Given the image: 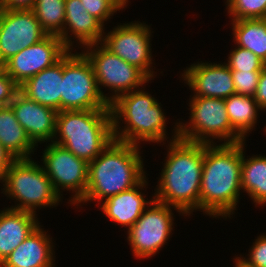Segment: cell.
<instances>
[{
	"instance_id": "1",
	"label": "cell",
	"mask_w": 266,
	"mask_h": 267,
	"mask_svg": "<svg viewBox=\"0 0 266 267\" xmlns=\"http://www.w3.org/2000/svg\"><path fill=\"white\" fill-rule=\"evenodd\" d=\"M174 124V132L170 141L167 140L164 168L159 173L153 195L154 200L178 208L188 217L196 210L200 211L204 143L180 139L178 121Z\"/></svg>"
},
{
	"instance_id": "2",
	"label": "cell",
	"mask_w": 266,
	"mask_h": 267,
	"mask_svg": "<svg viewBox=\"0 0 266 267\" xmlns=\"http://www.w3.org/2000/svg\"><path fill=\"white\" fill-rule=\"evenodd\" d=\"M242 159L243 142L204 143L200 186V212L203 215L231 219L235 214L242 191Z\"/></svg>"
},
{
	"instance_id": "3",
	"label": "cell",
	"mask_w": 266,
	"mask_h": 267,
	"mask_svg": "<svg viewBox=\"0 0 266 267\" xmlns=\"http://www.w3.org/2000/svg\"><path fill=\"white\" fill-rule=\"evenodd\" d=\"M141 146L116 140L88 163V183L84 197L76 204L81 207L92 201L101 203L138 185L145 177ZM89 201V202H88Z\"/></svg>"
},
{
	"instance_id": "4",
	"label": "cell",
	"mask_w": 266,
	"mask_h": 267,
	"mask_svg": "<svg viewBox=\"0 0 266 267\" xmlns=\"http://www.w3.org/2000/svg\"><path fill=\"white\" fill-rule=\"evenodd\" d=\"M142 88L123 94L110 104L114 140L136 145L142 141L164 145L169 138L168 119L158 99L149 94L145 86Z\"/></svg>"
},
{
	"instance_id": "5",
	"label": "cell",
	"mask_w": 266,
	"mask_h": 267,
	"mask_svg": "<svg viewBox=\"0 0 266 267\" xmlns=\"http://www.w3.org/2000/svg\"><path fill=\"white\" fill-rule=\"evenodd\" d=\"M114 140L110 109L64 110L56 116L53 143L87 163Z\"/></svg>"
},
{
	"instance_id": "6",
	"label": "cell",
	"mask_w": 266,
	"mask_h": 267,
	"mask_svg": "<svg viewBox=\"0 0 266 267\" xmlns=\"http://www.w3.org/2000/svg\"><path fill=\"white\" fill-rule=\"evenodd\" d=\"M0 183L3 184L1 193L15 200V205L7 207L10 209L37 215V209L57 207L63 200L55 191L42 164H38L32 158L15 159Z\"/></svg>"
},
{
	"instance_id": "7",
	"label": "cell",
	"mask_w": 266,
	"mask_h": 267,
	"mask_svg": "<svg viewBox=\"0 0 266 267\" xmlns=\"http://www.w3.org/2000/svg\"><path fill=\"white\" fill-rule=\"evenodd\" d=\"M188 106L189 123L178 119L180 139L205 144L246 141L231 127L225 99L190 96Z\"/></svg>"
},
{
	"instance_id": "8",
	"label": "cell",
	"mask_w": 266,
	"mask_h": 267,
	"mask_svg": "<svg viewBox=\"0 0 266 267\" xmlns=\"http://www.w3.org/2000/svg\"><path fill=\"white\" fill-rule=\"evenodd\" d=\"M82 52L91 62L98 89L109 105L121 95L151 82L140 69L112 53L102 43L87 45ZM102 86L105 89L108 87L110 95L104 94Z\"/></svg>"
},
{
	"instance_id": "9",
	"label": "cell",
	"mask_w": 266,
	"mask_h": 267,
	"mask_svg": "<svg viewBox=\"0 0 266 267\" xmlns=\"http://www.w3.org/2000/svg\"><path fill=\"white\" fill-rule=\"evenodd\" d=\"M110 109L98 89L91 62L81 51L63 56L61 111Z\"/></svg>"
},
{
	"instance_id": "10",
	"label": "cell",
	"mask_w": 266,
	"mask_h": 267,
	"mask_svg": "<svg viewBox=\"0 0 266 267\" xmlns=\"http://www.w3.org/2000/svg\"><path fill=\"white\" fill-rule=\"evenodd\" d=\"M185 216L178 208L156 200L143 211L139 219L127 230V242L137 259H149L159 254L173 230L174 213Z\"/></svg>"
},
{
	"instance_id": "11",
	"label": "cell",
	"mask_w": 266,
	"mask_h": 267,
	"mask_svg": "<svg viewBox=\"0 0 266 267\" xmlns=\"http://www.w3.org/2000/svg\"><path fill=\"white\" fill-rule=\"evenodd\" d=\"M41 161L55 191L61 198L63 191H72L68 204L75 206L86 193L88 163L53 142L45 146Z\"/></svg>"
},
{
	"instance_id": "12",
	"label": "cell",
	"mask_w": 266,
	"mask_h": 267,
	"mask_svg": "<svg viewBox=\"0 0 266 267\" xmlns=\"http://www.w3.org/2000/svg\"><path fill=\"white\" fill-rule=\"evenodd\" d=\"M150 25L140 21L120 23L110 32H104L102 44L124 61L140 69L150 80L156 76L153 70Z\"/></svg>"
},
{
	"instance_id": "13",
	"label": "cell",
	"mask_w": 266,
	"mask_h": 267,
	"mask_svg": "<svg viewBox=\"0 0 266 267\" xmlns=\"http://www.w3.org/2000/svg\"><path fill=\"white\" fill-rule=\"evenodd\" d=\"M47 35L32 9L0 8V63L4 64L23 48L40 42Z\"/></svg>"
},
{
	"instance_id": "14",
	"label": "cell",
	"mask_w": 266,
	"mask_h": 267,
	"mask_svg": "<svg viewBox=\"0 0 266 267\" xmlns=\"http://www.w3.org/2000/svg\"><path fill=\"white\" fill-rule=\"evenodd\" d=\"M69 49L57 35H47L40 42L23 48L4 64V72L20 86L42 70L53 66Z\"/></svg>"
},
{
	"instance_id": "15",
	"label": "cell",
	"mask_w": 266,
	"mask_h": 267,
	"mask_svg": "<svg viewBox=\"0 0 266 267\" xmlns=\"http://www.w3.org/2000/svg\"><path fill=\"white\" fill-rule=\"evenodd\" d=\"M185 81L194 93L191 96L226 99L236 94L231 69L224 63L197 62L181 72Z\"/></svg>"
},
{
	"instance_id": "16",
	"label": "cell",
	"mask_w": 266,
	"mask_h": 267,
	"mask_svg": "<svg viewBox=\"0 0 266 267\" xmlns=\"http://www.w3.org/2000/svg\"><path fill=\"white\" fill-rule=\"evenodd\" d=\"M16 119L24 128L27 136L37 146L38 143L52 142L56 132L57 111L38 104L20 91L10 103Z\"/></svg>"
},
{
	"instance_id": "17",
	"label": "cell",
	"mask_w": 266,
	"mask_h": 267,
	"mask_svg": "<svg viewBox=\"0 0 266 267\" xmlns=\"http://www.w3.org/2000/svg\"><path fill=\"white\" fill-rule=\"evenodd\" d=\"M104 31V25L85 11L81 0H65L64 28L59 38L69 50H73L76 43L80 45H75L78 48L101 43Z\"/></svg>"
},
{
	"instance_id": "18",
	"label": "cell",
	"mask_w": 266,
	"mask_h": 267,
	"mask_svg": "<svg viewBox=\"0 0 266 267\" xmlns=\"http://www.w3.org/2000/svg\"><path fill=\"white\" fill-rule=\"evenodd\" d=\"M39 225L0 264V267H55L52 238Z\"/></svg>"
},
{
	"instance_id": "19",
	"label": "cell",
	"mask_w": 266,
	"mask_h": 267,
	"mask_svg": "<svg viewBox=\"0 0 266 267\" xmlns=\"http://www.w3.org/2000/svg\"><path fill=\"white\" fill-rule=\"evenodd\" d=\"M148 178L145 177L138 185L123 191L117 195H113L105 199L99 204L105 216L112 222L120 224V226L129 229L139 219L143 211L153 202L152 199L146 200V194L142 192L148 186Z\"/></svg>"
},
{
	"instance_id": "20",
	"label": "cell",
	"mask_w": 266,
	"mask_h": 267,
	"mask_svg": "<svg viewBox=\"0 0 266 267\" xmlns=\"http://www.w3.org/2000/svg\"><path fill=\"white\" fill-rule=\"evenodd\" d=\"M63 80V57L19 86V91L27 98L61 111V92Z\"/></svg>"
},
{
	"instance_id": "21",
	"label": "cell",
	"mask_w": 266,
	"mask_h": 267,
	"mask_svg": "<svg viewBox=\"0 0 266 267\" xmlns=\"http://www.w3.org/2000/svg\"><path fill=\"white\" fill-rule=\"evenodd\" d=\"M37 215L10 208L0 210V264L39 225Z\"/></svg>"
},
{
	"instance_id": "22",
	"label": "cell",
	"mask_w": 266,
	"mask_h": 267,
	"mask_svg": "<svg viewBox=\"0 0 266 267\" xmlns=\"http://www.w3.org/2000/svg\"><path fill=\"white\" fill-rule=\"evenodd\" d=\"M0 144L14 159L32 158L31 154L37 148L16 119L10 105L0 107Z\"/></svg>"
},
{
	"instance_id": "23",
	"label": "cell",
	"mask_w": 266,
	"mask_h": 267,
	"mask_svg": "<svg viewBox=\"0 0 266 267\" xmlns=\"http://www.w3.org/2000/svg\"><path fill=\"white\" fill-rule=\"evenodd\" d=\"M243 141V159L241 166L242 192L252 199L255 206H266V156L252 155L245 158ZM249 157V158H248Z\"/></svg>"
},
{
	"instance_id": "24",
	"label": "cell",
	"mask_w": 266,
	"mask_h": 267,
	"mask_svg": "<svg viewBox=\"0 0 266 267\" xmlns=\"http://www.w3.org/2000/svg\"><path fill=\"white\" fill-rule=\"evenodd\" d=\"M231 127L245 140L258 122V111H263L253 96L234 94L225 99Z\"/></svg>"
},
{
	"instance_id": "25",
	"label": "cell",
	"mask_w": 266,
	"mask_h": 267,
	"mask_svg": "<svg viewBox=\"0 0 266 267\" xmlns=\"http://www.w3.org/2000/svg\"><path fill=\"white\" fill-rule=\"evenodd\" d=\"M236 46L250 50L266 64V18L231 21Z\"/></svg>"
},
{
	"instance_id": "26",
	"label": "cell",
	"mask_w": 266,
	"mask_h": 267,
	"mask_svg": "<svg viewBox=\"0 0 266 267\" xmlns=\"http://www.w3.org/2000/svg\"><path fill=\"white\" fill-rule=\"evenodd\" d=\"M48 35L60 36L65 21V0H36L32 9Z\"/></svg>"
},
{
	"instance_id": "27",
	"label": "cell",
	"mask_w": 266,
	"mask_h": 267,
	"mask_svg": "<svg viewBox=\"0 0 266 267\" xmlns=\"http://www.w3.org/2000/svg\"><path fill=\"white\" fill-rule=\"evenodd\" d=\"M230 21L266 18V0H226Z\"/></svg>"
},
{
	"instance_id": "28",
	"label": "cell",
	"mask_w": 266,
	"mask_h": 267,
	"mask_svg": "<svg viewBox=\"0 0 266 267\" xmlns=\"http://www.w3.org/2000/svg\"><path fill=\"white\" fill-rule=\"evenodd\" d=\"M231 70L262 71L266 64L250 50L235 46L228 54L225 63Z\"/></svg>"
},
{
	"instance_id": "29",
	"label": "cell",
	"mask_w": 266,
	"mask_h": 267,
	"mask_svg": "<svg viewBox=\"0 0 266 267\" xmlns=\"http://www.w3.org/2000/svg\"><path fill=\"white\" fill-rule=\"evenodd\" d=\"M236 94L254 96L261 71L231 70Z\"/></svg>"
},
{
	"instance_id": "30",
	"label": "cell",
	"mask_w": 266,
	"mask_h": 267,
	"mask_svg": "<svg viewBox=\"0 0 266 267\" xmlns=\"http://www.w3.org/2000/svg\"><path fill=\"white\" fill-rule=\"evenodd\" d=\"M251 246L248 256L236 258L246 267H266V234H260Z\"/></svg>"
},
{
	"instance_id": "31",
	"label": "cell",
	"mask_w": 266,
	"mask_h": 267,
	"mask_svg": "<svg viewBox=\"0 0 266 267\" xmlns=\"http://www.w3.org/2000/svg\"><path fill=\"white\" fill-rule=\"evenodd\" d=\"M85 11L98 19L104 26L118 11L108 0H81ZM112 16V17H111Z\"/></svg>"
},
{
	"instance_id": "32",
	"label": "cell",
	"mask_w": 266,
	"mask_h": 267,
	"mask_svg": "<svg viewBox=\"0 0 266 267\" xmlns=\"http://www.w3.org/2000/svg\"><path fill=\"white\" fill-rule=\"evenodd\" d=\"M18 91L19 86L4 72V66L0 63V107L9 106Z\"/></svg>"
},
{
	"instance_id": "33",
	"label": "cell",
	"mask_w": 266,
	"mask_h": 267,
	"mask_svg": "<svg viewBox=\"0 0 266 267\" xmlns=\"http://www.w3.org/2000/svg\"><path fill=\"white\" fill-rule=\"evenodd\" d=\"M254 99L256 100V103L259 105V107L265 111L266 110V66L262 69L258 87L254 94Z\"/></svg>"
},
{
	"instance_id": "34",
	"label": "cell",
	"mask_w": 266,
	"mask_h": 267,
	"mask_svg": "<svg viewBox=\"0 0 266 267\" xmlns=\"http://www.w3.org/2000/svg\"><path fill=\"white\" fill-rule=\"evenodd\" d=\"M36 0H0V8L8 10L33 9Z\"/></svg>"
},
{
	"instance_id": "35",
	"label": "cell",
	"mask_w": 266,
	"mask_h": 267,
	"mask_svg": "<svg viewBox=\"0 0 266 267\" xmlns=\"http://www.w3.org/2000/svg\"><path fill=\"white\" fill-rule=\"evenodd\" d=\"M15 159L0 144V181L3 179L5 172Z\"/></svg>"
},
{
	"instance_id": "36",
	"label": "cell",
	"mask_w": 266,
	"mask_h": 267,
	"mask_svg": "<svg viewBox=\"0 0 266 267\" xmlns=\"http://www.w3.org/2000/svg\"><path fill=\"white\" fill-rule=\"evenodd\" d=\"M118 11L127 8L129 0H108Z\"/></svg>"
},
{
	"instance_id": "37",
	"label": "cell",
	"mask_w": 266,
	"mask_h": 267,
	"mask_svg": "<svg viewBox=\"0 0 266 267\" xmlns=\"http://www.w3.org/2000/svg\"><path fill=\"white\" fill-rule=\"evenodd\" d=\"M233 260H234V264H235V267H246V266H244L236 257L235 258H233Z\"/></svg>"
}]
</instances>
